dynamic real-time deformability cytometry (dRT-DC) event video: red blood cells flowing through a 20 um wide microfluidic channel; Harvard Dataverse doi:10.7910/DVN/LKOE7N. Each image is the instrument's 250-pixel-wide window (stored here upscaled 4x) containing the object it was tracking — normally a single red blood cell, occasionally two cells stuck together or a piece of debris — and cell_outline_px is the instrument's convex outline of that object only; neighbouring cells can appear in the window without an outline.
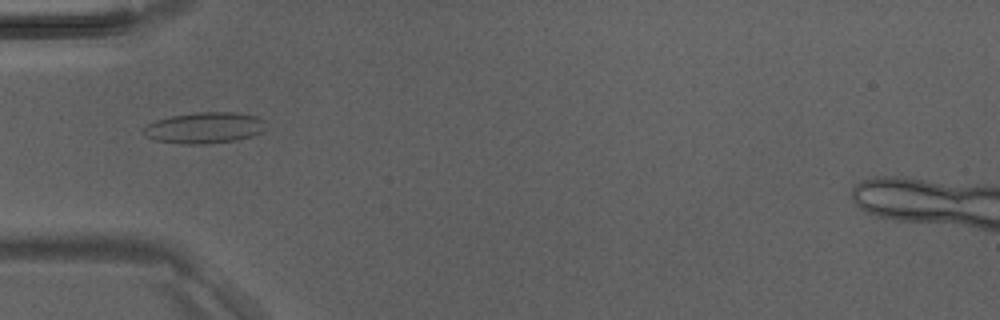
{"species": "Egyptian fruit bat (a non-hibernating species)", "species_latin": "Rousettus aegyptiacus", "temperature_condition": "room temperature", "stored_images_in_passage": 39, "camera_frame_rate_fps": 3000, "um_per_image_px": 0.085, "animal": {"sex": "male"}, "frame": {"image": 1, "passage_image": 16, "time_ms": 5.0, "image_size_px": [1000, 320], "cell_outline_px": [[264, 128], [260, 132], [252, 136], [236, 140], [208, 144], [184, 144], [156, 140], [144, 136], [140, 128], [156, 120], [172, 116], [196, 112], [232, 112], [256, 116], [264, 120]], "centroid_in_image_um": [17.33, 10.87], "position_along_channel_um": 67.7, "area_um2": 22.2}}
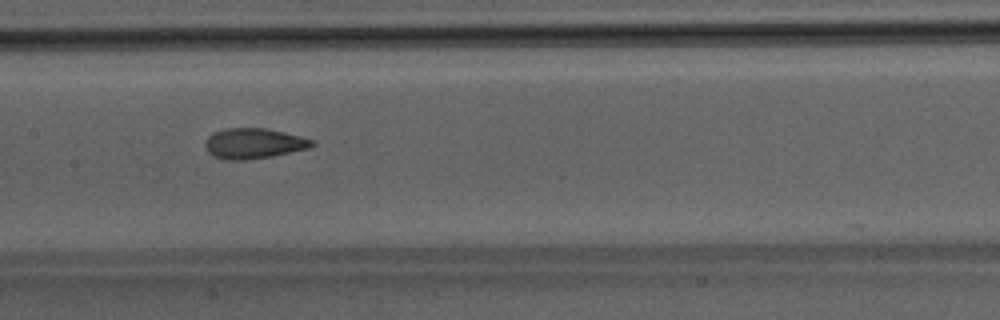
{"frame": {"image": 2, "passage_image": 24, "time_ms": 7.667, "image_size_px": [1000, 320], "cell_outline_px": [[316, 144], [308, 148], [272, 156], [248, 160], [224, 160], [208, 152], [204, 144], [208, 136], [224, 128], [264, 128], [284, 132], [316, 140]], "centroid_in_image_um": [21.58, 12.19], "position_along_channel_um": 185.8, "area_um2": 18.9}}
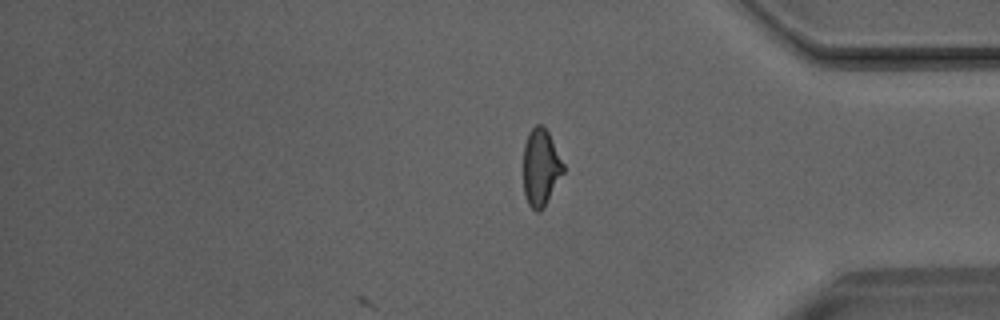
{"frame": {"image": 3, "passage_image": 39, "time_ms": 12.667, "image_size_px": [1000, 320], "cell_outline_px": [[564, 172], [544, 208], [540, 212], [536, 212], [528, 204], [524, 192], [524, 144], [528, 132], [536, 124], [540, 124], [548, 132], [564, 164]], "centroid_in_image_um": [45.97, 14.25], "position_along_channel_um": 389.2, "area_um2": 17.92}}